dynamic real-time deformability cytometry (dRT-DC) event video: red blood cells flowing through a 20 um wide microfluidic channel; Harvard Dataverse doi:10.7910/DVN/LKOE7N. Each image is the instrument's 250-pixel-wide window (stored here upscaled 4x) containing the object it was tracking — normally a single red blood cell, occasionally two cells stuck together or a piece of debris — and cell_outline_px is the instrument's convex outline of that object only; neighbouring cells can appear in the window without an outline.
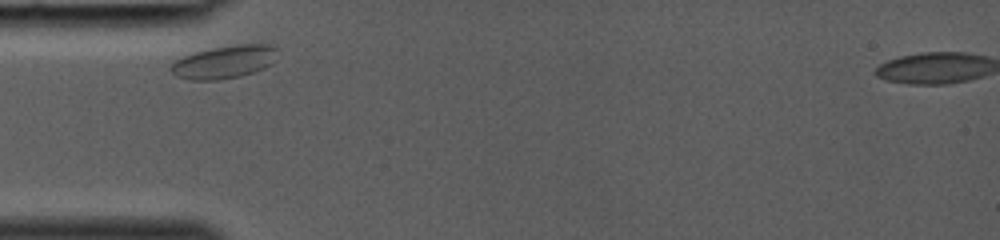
{"species": "common noctule bat (a hibernating species)", "species_latin": "Nyctalus noctula", "temperature_condition": "room temperature", "stored_images_in_passage": 24, "camera_frame_rate_fps": 3000, "um_per_image_px": 0.085, "animal": {"sex": "female", "body_mass_g": 19.0, "forearm_length_mm": 53.3}, "frame": {"image": 1, "passage_image": 1, "time_ms": 0.0, "image_size_px": [1000, 240], "cell_outline_px": [[280, 48], [276, 60], [264, 68], [240, 76], [220, 80], [188, 80], [176, 76], [168, 68], [176, 60], [184, 56], [196, 52], [212, 48], [240, 44], [272, 44]], "centroid_in_image_um": [19.11, 5.26], "position_along_channel_um": 65.9, "area_um2": 20.63}}
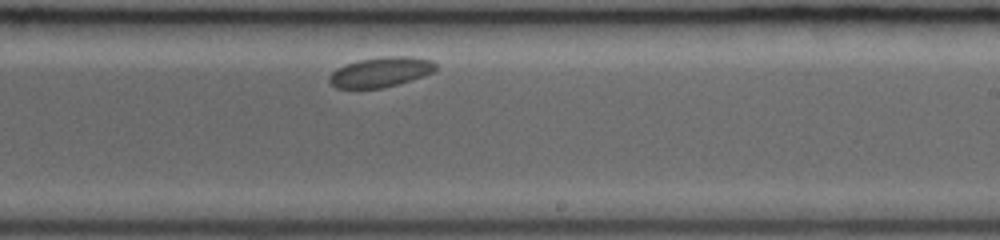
{"frame": {"image": 2, "passage_image": 14, "time_ms": 4.333, "image_size_px": [1000, 240], "cell_outline_px": [[436, 68], [432, 72], [412, 80], [380, 88], [336, 88], [328, 80], [328, 76], [336, 68], [344, 64], [360, 60], [384, 56], [412, 56], [432, 60], [436, 64]], "centroid_in_image_um": [32.34, 6.11], "position_along_channel_um": 256.7, "area_um2": 18.55}}
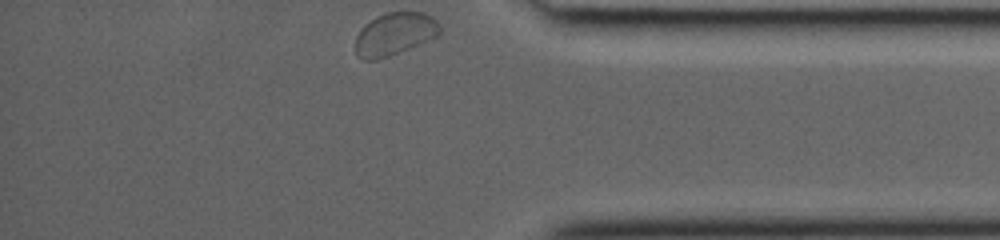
{"frame": {"image": 3, "passage_image": 24, "time_ms": 7.667, "image_size_px": [1000, 240], "cell_outline_px": [[440, 32], [436, 36], [408, 48], [388, 56], [376, 60], [364, 60], [356, 56], [356, 36], [360, 28], [376, 16], [388, 12], [424, 12], [432, 16], [440, 24]], "centroid_in_image_um": [33.52, 2.87], "position_along_channel_um": 401.7, "area_um2": 20.81}}